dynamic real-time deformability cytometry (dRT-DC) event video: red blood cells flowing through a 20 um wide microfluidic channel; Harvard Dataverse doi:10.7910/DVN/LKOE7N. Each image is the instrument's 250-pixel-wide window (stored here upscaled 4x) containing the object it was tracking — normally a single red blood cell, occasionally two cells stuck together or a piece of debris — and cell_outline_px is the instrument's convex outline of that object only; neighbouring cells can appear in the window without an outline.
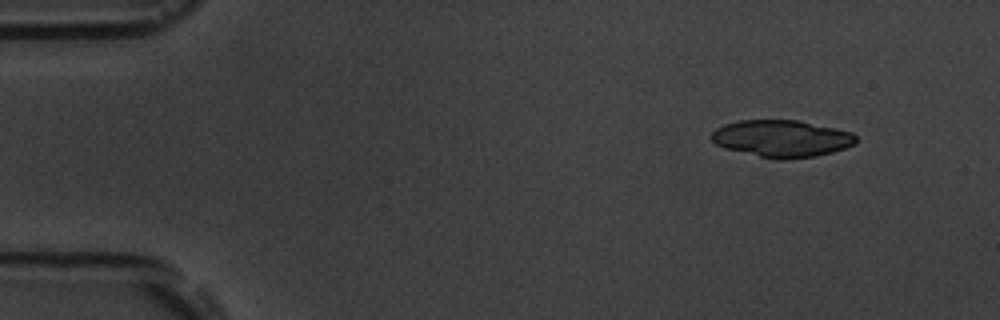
{"species": "common noctule bat (a hibernating species)", "species_latin": "Nyctalus noctula", "temperature_condition": "room temperature", "stored_images_in_passage": 6, "camera_frame_rate_fps": 3000, "um_per_image_px": 0.085, "animal": {"sex": "male", "body_mass_g": 19.5, "forearm_length_mm": 54.6}, "frame": {"image": 1, "passage_image": 2, "time_ms": 1.0, "image_size_px": [1000, 320], "cell_outline_px": [[856, 144], [832, 152], [816, 156], [788, 160], [776, 160], [724, 148], [716, 144], [712, 140], [712, 132], [716, 128], [724, 124], [740, 120], [796, 120], [836, 128], [852, 132], [856, 136]], "centroid_in_image_um": [66.45, 11.78], "position_along_channel_um": 18.5, "area_um2": 31.27}}